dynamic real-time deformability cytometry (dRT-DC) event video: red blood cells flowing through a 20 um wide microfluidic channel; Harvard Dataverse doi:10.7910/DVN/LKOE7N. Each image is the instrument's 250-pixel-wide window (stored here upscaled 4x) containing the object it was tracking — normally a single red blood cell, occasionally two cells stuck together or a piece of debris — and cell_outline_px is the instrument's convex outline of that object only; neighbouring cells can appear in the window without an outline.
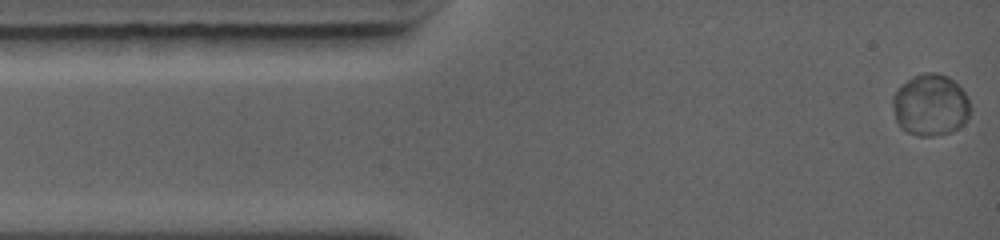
{"species": "common noctule bat (a hibernating species)", "species_latin": "Nyctalus noctula", "temperature_condition": "warm", "stored_images_in_passage": 5, "camera_frame_rate_fps": 5000, "um_per_image_px": 0.085, "animal": {"sex": "female", "body_mass_g": 19.0, "forearm_length_mm": 56.7}, "frame": {"image": 1, "passage_image": 1, "time_ms": 0.0, "image_size_px": [1000, 240], "cell_outline_px": [[972, 108], [968, 120], [964, 124], [952, 132], [932, 136], [920, 136], [908, 132], [900, 128], [896, 120], [892, 104], [892, 96], [912, 76], [924, 72], [936, 72], [948, 76], [964, 92]], "centroid_in_image_um": [79.11, 8.94], "position_along_channel_um": 5.9, "area_um2": 28.03}}